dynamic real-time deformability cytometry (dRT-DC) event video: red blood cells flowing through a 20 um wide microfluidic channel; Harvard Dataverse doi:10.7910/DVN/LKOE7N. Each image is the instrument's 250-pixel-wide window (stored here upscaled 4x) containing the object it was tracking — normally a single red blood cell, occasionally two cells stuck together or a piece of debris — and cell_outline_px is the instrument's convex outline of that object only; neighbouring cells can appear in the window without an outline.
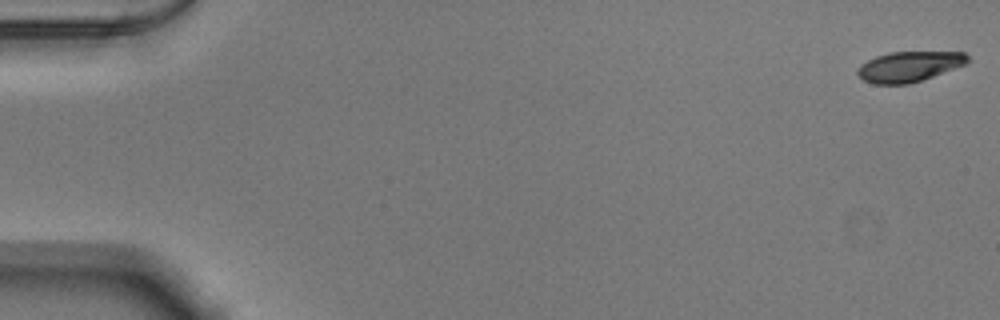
{"species": "Egyptian fruit bat (a non-hibernating species)", "species_latin": "Rousettus aegyptiacus", "temperature_condition": "warm", "stored_images_in_passage": 11, "camera_frame_rate_fps": 3000, "um_per_image_px": 0.085, "animal": {"sex": "male"}, "frame": {"image": 1, "passage_image": 1, "time_ms": 0.0, "image_size_px": [1000, 320], "cell_outline_px": [[972, 60], [968, 64], [908, 84], [872, 84], [864, 80], [856, 72], [856, 68], [860, 64], [876, 56], [888, 52], [964, 52]], "centroid_in_image_um": [77.29, 5.65], "position_along_channel_um": 7.7, "area_um2": 19.54}}